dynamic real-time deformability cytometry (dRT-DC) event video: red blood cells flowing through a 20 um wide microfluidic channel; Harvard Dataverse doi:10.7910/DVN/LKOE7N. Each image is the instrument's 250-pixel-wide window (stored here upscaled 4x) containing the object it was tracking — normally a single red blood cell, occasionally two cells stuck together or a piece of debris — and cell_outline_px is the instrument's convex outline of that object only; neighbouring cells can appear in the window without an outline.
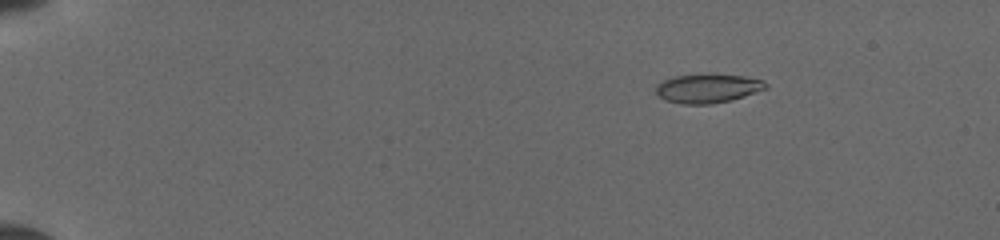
{"species": "common noctule bat (a hibernating species)", "species_latin": "Nyctalus noctula", "temperature_condition": "cold", "stored_images_in_passage": 9, "camera_frame_rate_fps": 3000, "um_per_image_px": 0.085, "animal": {"sex": "female", "body_mass_g": 19.5, "forearm_length_mm": 54.1}, "frame": {"image": 1, "passage_image": 1, "time_ms": 0.0, "image_size_px": [1000, 240], "cell_outline_px": [[768, 88], [744, 96], [728, 100], [708, 104], [684, 104], [664, 100], [656, 92], [656, 84], [664, 80], [676, 76], [744, 76], [764, 80], [768, 84]], "centroid_in_image_um": [60.16, 7.54], "position_along_channel_um": 24.8, "area_um2": 17.86}}